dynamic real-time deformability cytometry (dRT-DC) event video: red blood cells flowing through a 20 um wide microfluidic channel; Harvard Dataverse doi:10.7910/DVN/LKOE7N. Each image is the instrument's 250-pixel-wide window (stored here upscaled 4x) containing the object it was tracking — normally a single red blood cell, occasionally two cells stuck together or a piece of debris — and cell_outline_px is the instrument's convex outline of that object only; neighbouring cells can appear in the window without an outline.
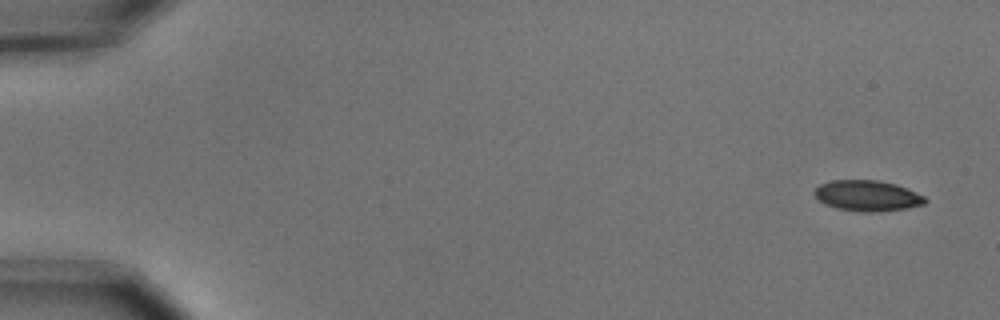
{"species": "common noctule bat (a hibernating species)", "species_latin": "Nyctalus noctula", "temperature_condition": "cold", "stored_images_in_passage": 5, "camera_frame_rate_fps": 3000, "um_per_image_px": 0.085, "animal": {"sex": "male", "body_mass_g": 15.6}, "frame": {"image": 1, "passage_image": 1, "time_ms": 0.0, "image_size_px": [1000, 320], "cell_outline_px": [[928, 200], [924, 204], [908, 208], [876, 212], [860, 212], [836, 208], [824, 204], [812, 192], [820, 184], [832, 180], [880, 180], [896, 184], [908, 188], [924, 196]], "centroid_in_image_um": [73.74, 16.64], "position_along_channel_um": 11.3, "area_um2": 20.0}}
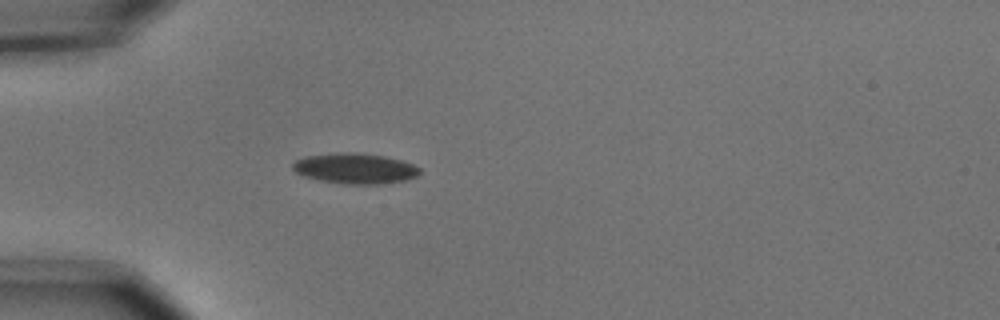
{"frame": {"image": 2, "passage_image": 5, "time_ms": 1.333, "image_size_px": [1000, 320], "cell_outline_px": [[420, 172], [416, 176], [408, 180], [380, 184], [344, 184], [320, 180], [304, 176], [296, 172], [292, 168], [292, 164], [296, 160], [304, 156], [340, 152], [352, 152], [384, 156], [404, 160], [420, 168]], "centroid_in_image_um": [30.19, 14.31], "position_along_channel_um": 54.8, "area_um2": 22.66}}